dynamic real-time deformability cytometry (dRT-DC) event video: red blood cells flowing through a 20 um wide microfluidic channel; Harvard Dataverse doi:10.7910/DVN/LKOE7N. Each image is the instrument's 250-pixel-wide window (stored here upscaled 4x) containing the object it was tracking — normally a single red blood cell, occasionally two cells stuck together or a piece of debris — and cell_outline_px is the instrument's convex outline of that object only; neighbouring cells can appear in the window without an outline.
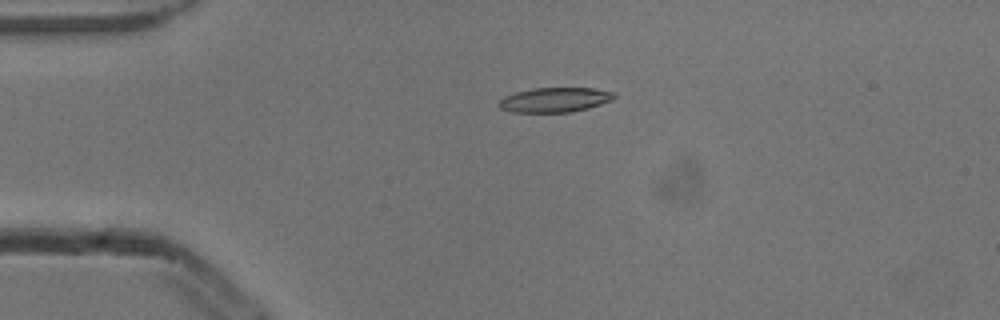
{"species": "common noctule bat (a hibernating species)", "species_latin": "Nyctalus noctula", "temperature_condition": "cold", "stored_images_in_passage": 5, "camera_frame_rate_fps": 3000, "um_per_image_px": 0.085, "animal": {"sex": "male", "body_mass_g": 13.3}, "frame": {"image": 1, "passage_image": 5, "time_ms": 1.333, "image_size_px": [1000, 320], "cell_outline_px": [[616, 96], [612, 100], [588, 108], [572, 112], [512, 112], [500, 108], [496, 104], [504, 96], [516, 92], [532, 88], [596, 88], [616, 92]], "centroid_in_image_um": [47.17, 8.48], "position_along_channel_um": 37.8, "area_um2": 16.7}}